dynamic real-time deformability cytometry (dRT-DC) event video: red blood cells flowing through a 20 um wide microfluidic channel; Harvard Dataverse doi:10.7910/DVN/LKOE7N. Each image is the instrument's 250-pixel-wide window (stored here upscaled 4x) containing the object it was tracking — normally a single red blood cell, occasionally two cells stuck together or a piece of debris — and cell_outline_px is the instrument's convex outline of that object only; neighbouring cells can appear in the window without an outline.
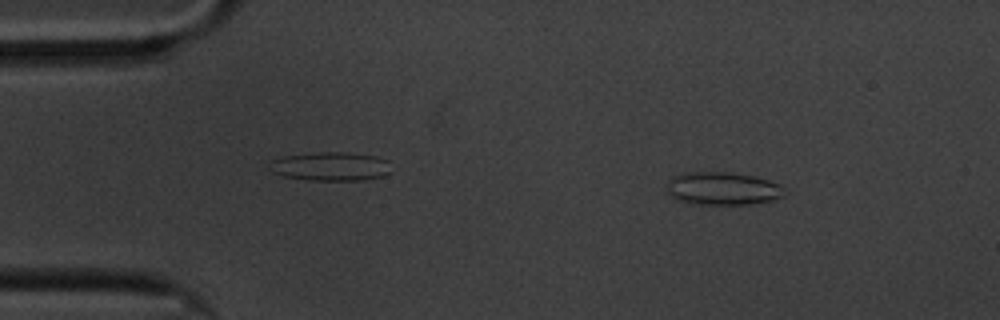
{"species": "common noctule bat (a hibernating species)", "species_latin": "Nyctalus noctula", "temperature_condition": "cold", "stored_images_in_passage": 59, "camera_frame_rate_fps": 3000, "um_per_image_px": 0.085, "animal": {"sex": "male", "body_mass_g": 20.1, "forearm_length_mm": 53.5}, "frame": {"image": 1, "passage_image": 8, "time_ms": 2.333, "image_size_px": [1000, 320], "cell_outline_px": [[788, 192], [784, 196], [772, 200], [752, 204], [692, 204], [676, 200], [664, 192], [668, 180], [672, 176], [680, 172], [732, 172], [752, 176], [768, 180], [780, 184]], "centroid_in_image_um": [61.37, 16.02], "position_along_channel_um": 23.6, "area_um2": 23.18}}
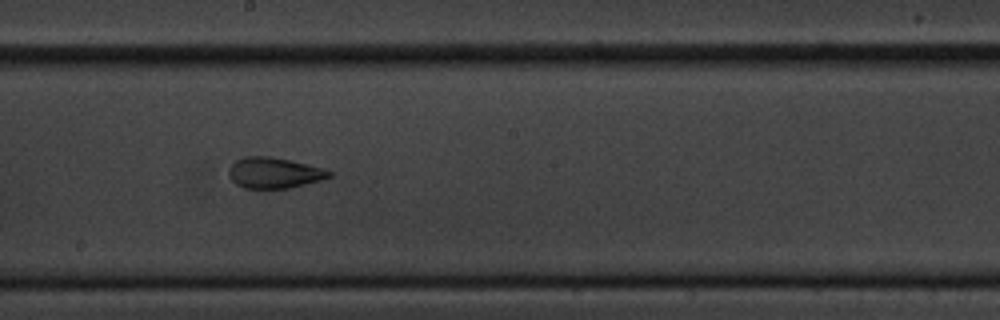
{"frame": {"image": 2, "passage_image": 32, "time_ms": 10.333, "image_size_px": [1000, 320], "cell_outline_px": [[332, 176], [324, 180], [288, 188], [244, 188], [236, 184], [228, 176], [228, 168], [236, 160], [244, 156], [272, 156], [324, 168], [332, 172]], "centroid_in_image_um": [23.31, 14.69], "position_along_channel_um": 224.9, "area_um2": 18.21}}
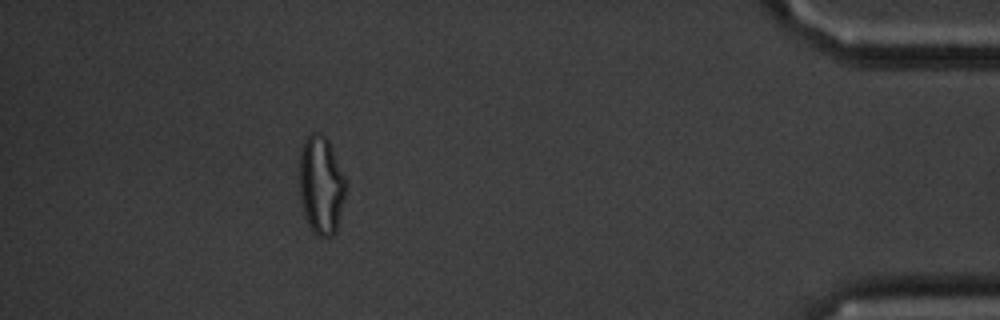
{"frame": {"image": 3, "passage_image": 53, "time_ms": 17.333, "image_size_px": [1000, 320], "cell_outline_px": [[348, 184], [336, 232], [332, 236], [316, 236], [308, 224], [304, 212], [300, 196], [300, 152], [304, 140], [312, 132], [320, 132], [328, 140]], "centroid_in_image_um": [27.31, 15.74], "position_along_channel_um": 407.9, "area_um2": 26.59}, "authors_computed_cell_mechanics": {"area_um2": 20.8658, "velocity_mm_per_s": 3.3756, "shape_relaxation_time_tau1_ms": null, "shape_relaxation_time_tau2_ms": 1.7179, "deformation_change_tau1": null, "deformation_change_tau2": 0.0782}}